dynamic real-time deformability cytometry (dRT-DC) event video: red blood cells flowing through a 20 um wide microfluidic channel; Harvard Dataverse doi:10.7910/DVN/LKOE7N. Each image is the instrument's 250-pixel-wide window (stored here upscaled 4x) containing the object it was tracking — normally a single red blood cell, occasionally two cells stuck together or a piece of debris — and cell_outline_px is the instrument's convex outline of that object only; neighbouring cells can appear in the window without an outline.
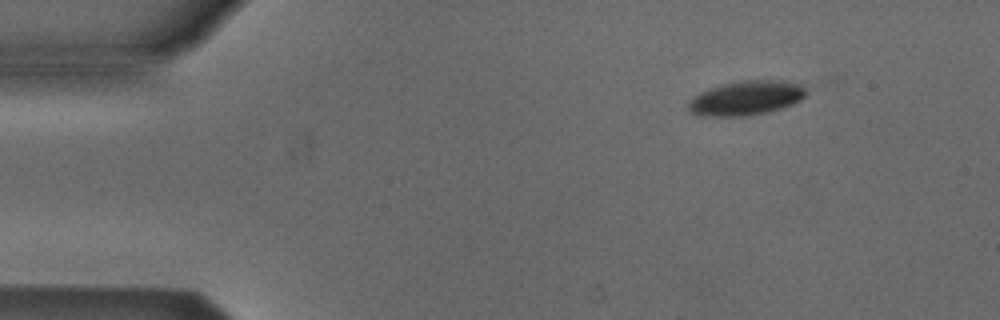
{"species": "Egyptian fruit bat (a non-hibernating species)", "species_latin": "Rousettus aegyptiacus", "temperature_condition": "cold", "stored_images_in_passage": 4, "camera_frame_rate_fps": 3000, "um_per_image_px": 0.085, "animal": {"sex": "male"}, "frame": {"image": 1, "passage_image": 2, "time_ms": 1.0, "image_size_px": [1000, 320], "cell_outline_px": [[804, 96], [800, 100], [792, 104], [768, 112], [748, 116], [696, 116], [688, 108], [688, 100], [692, 96], [700, 92], [724, 84], [744, 80], [784, 80], [800, 84], [804, 88]], "centroid_in_image_um": [63.38, 8.34], "position_along_channel_um": 21.6, "area_um2": 23.52}}